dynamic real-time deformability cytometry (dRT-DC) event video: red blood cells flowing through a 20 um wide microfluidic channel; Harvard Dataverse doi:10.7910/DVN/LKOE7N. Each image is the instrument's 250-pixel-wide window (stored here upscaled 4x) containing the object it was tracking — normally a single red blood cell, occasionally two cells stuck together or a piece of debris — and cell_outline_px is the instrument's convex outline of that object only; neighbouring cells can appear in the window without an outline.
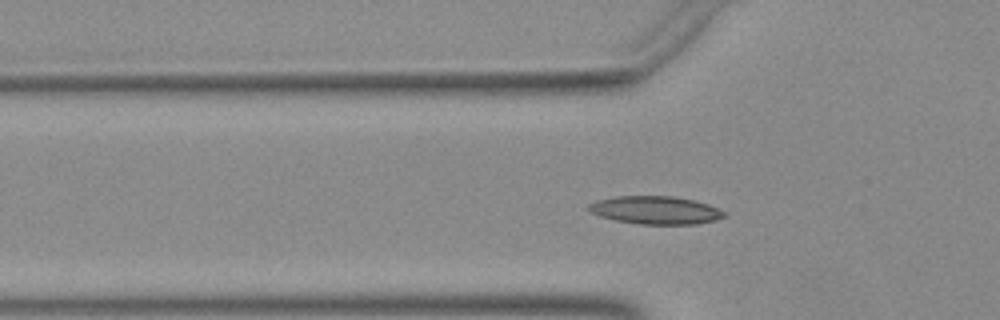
{"species": "Egyptian fruit bat (a non-hibernating species)", "species_latin": "Rousettus aegyptiacus", "temperature_condition": "warm", "stored_images_in_passage": 37, "camera_frame_rate_fps": 3000, "um_per_image_px": 0.085, "animal": {"sex": "female"}, "frame": {"image": 1, "passage_image": 2, "time_ms": 0.333, "image_size_px": [1000, 320], "cell_outline_px": [[724, 216], [716, 220], [696, 224], [640, 224], [616, 220], [600, 216], [588, 212], [588, 204], [596, 200], [616, 196], [672, 196], [692, 200], [708, 204], [724, 212]], "centroid_in_image_um": [55.66, 17.86], "position_along_channel_um": 70.1, "area_um2": 21.96}}
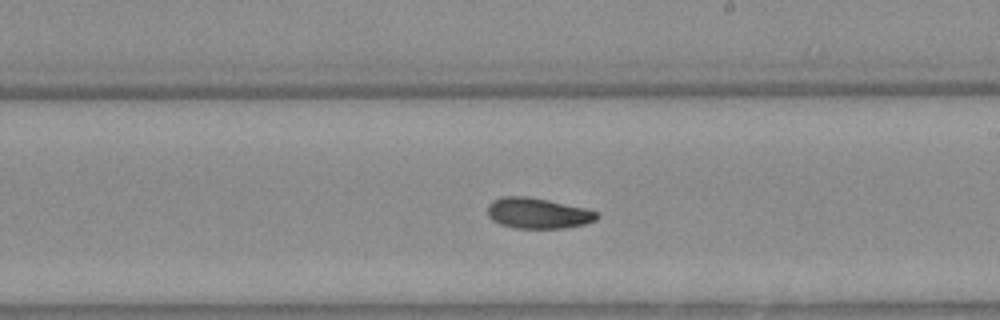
{"frame": {"image": 2, "passage_image": 15, "time_ms": 4.667, "image_size_px": [1000, 320], "cell_outline_px": [[600, 216], [596, 220], [584, 224], [564, 228], [512, 228], [500, 224], [492, 220], [488, 216], [488, 204], [492, 200], [500, 196], [528, 196], [548, 200], [584, 208], [600, 212]], "centroid_in_image_um": [45.7, 18.12], "position_along_channel_um": 243.3, "area_um2": 19.71}}
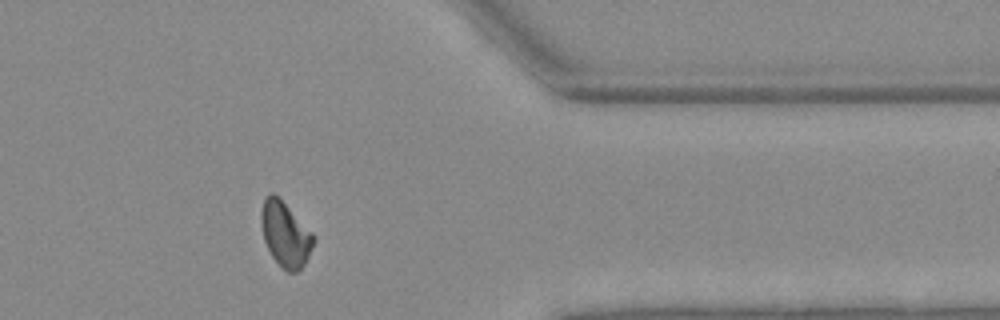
{"frame": {"image": 3, "passage_image": 27, "time_ms": 8.667, "image_size_px": [1000, 320], "cell_outline_px": [[316, 240], [304, 264], [296, 272], [288, 272], [272, 256], [264, 240], [260, 224], [260, 212], [264, 200], [272, 192], [316, 236]], "centroid_in_image_um": [24.25, 19.93], "position_along_channel_um": 387.2, "area_um2": 19.31}}